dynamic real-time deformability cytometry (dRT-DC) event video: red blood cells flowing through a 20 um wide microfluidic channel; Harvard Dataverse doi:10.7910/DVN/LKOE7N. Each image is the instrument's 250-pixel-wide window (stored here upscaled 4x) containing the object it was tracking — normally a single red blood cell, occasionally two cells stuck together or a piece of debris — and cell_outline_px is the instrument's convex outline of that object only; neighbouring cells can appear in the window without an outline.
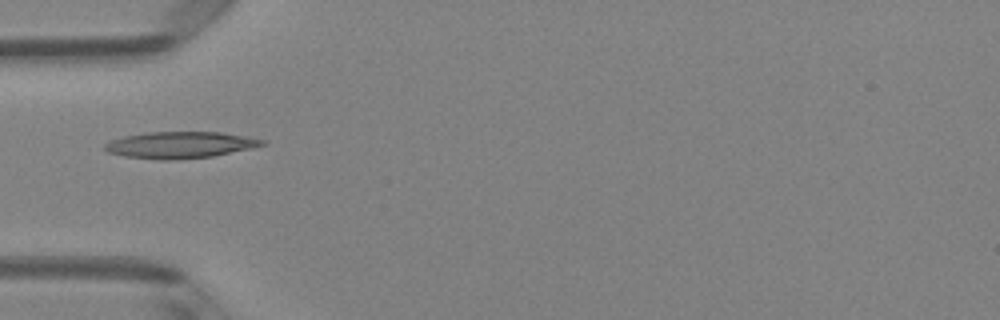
{"species": "Egyptian fruit bat (a non-hibernating species)", "species_latin": "Rousettus aegyptiacus", "temperature_condition": "room temperature", "stored_images_in_passage": 5, "camera_frame_rate_fps": 3000, "um_per_image_px": 0.085, "animal": {"sex": "female"}, "frame": {"image": 1, "passage_image": 5, "time_ms": 1.333, "image_size_px": [1000, 320], "cell_outline_px": [[268, 144], [252, 148], [212, 156], [172, 160], [160, 160], [124, 156], [108, 152], [104, 148], [104, 144], [112, 140], [124, 136], [148, 132], [220, 132], [268, 140]], "centroid_in_image_um": [15.34, 12.32], "position_along_channel_um": 69.7, "area_um2": 24.33}}